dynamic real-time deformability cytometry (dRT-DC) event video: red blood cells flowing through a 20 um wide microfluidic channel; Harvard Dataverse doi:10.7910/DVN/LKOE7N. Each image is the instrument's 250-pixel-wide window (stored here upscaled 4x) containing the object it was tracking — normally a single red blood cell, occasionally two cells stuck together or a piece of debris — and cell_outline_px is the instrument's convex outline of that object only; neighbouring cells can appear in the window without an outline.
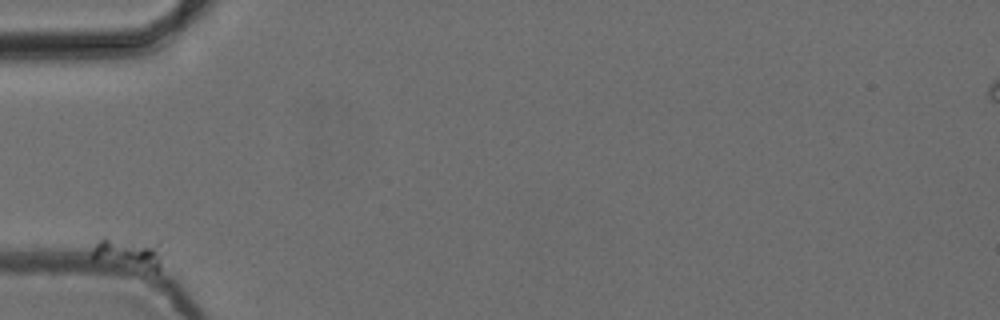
{"species": "common noctule bat (a hibernating species)", "species_latin": "Nyctalus noctula", "temperature_condition": "cold", "stored_images_in_passage": 20, "camera_frame_rate_fps": 3000, "um_per_image_px": 0.085, "animal": {"sex": "female", "body_mass_g": 24.6, "forearm_length_mm": 56.2}, "frame": {"image": 1, "passage_image": 1, "time_ms": 0.0, "image_size_px": [1000, 320], "cell_outline_px": [[168, 248], [160, 268], [156, 272], [92, 256], [92, 248], [104, 236], [160, 240]], "centroid_in_image_um": [11.2, 21.41], "position_along_channel_um": 73.8, "area_um2": 13.41}}
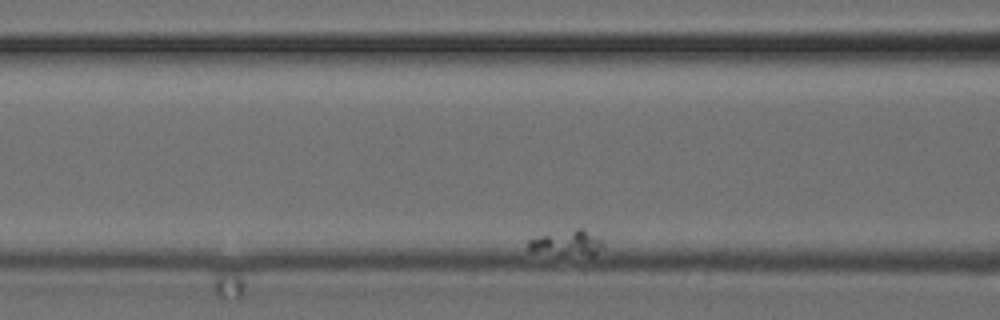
{"frame": {"image": 2, "passage_image": 9, "time_ms": 2.667, "image_size_px": [1000, 320], "cell_outline_px": [[604, 248], [592, 256], [588, 256], [528, 252], [528, 240], [540, 236], [576, 228], [584, 228], [596, 236], [604, 244]], "centroid_in_image_um": [48.21, 20.68], "position_along_channel_um": 118.4, "area_um2": 11.21}}